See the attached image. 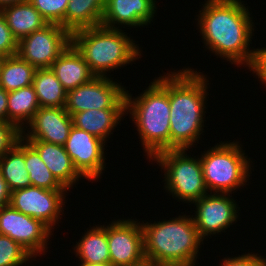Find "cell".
Wrapping results in <instances>:
<instances>
[{"label": "cell", "instance_id": "277c9868", "mask_svg": "<svg viewBox=\"0 0 266 266\" xmlns=\"http://www.w3.org/2000/svg\"><path fill=\"white\" fill-rule=\"evenodd\" d=\"M150 84L136 98L126 90L125 98L126 114L130 113L147 159L151 160L158 153L170 150L169 73Z\"/></svg>", "mask_w": 266, "mask_h": 266}, {"label": "cell", "instance_id": "836d02e7", "mask_svg": "<svg viewBox=\"0 0 266 266\" xmlns=\"http://www.w3.org/2000/svg\"><path fill=\"white\" fill-rule=\"evenodd\" d=\"M11 191L0 170V208L10 205Z\"/></svg>", "mask_w": 266, "mask_h": 266}, {"label": "cell", "instance_id": "e575fe53", "mask_svg": "<svg viewBox=\"0 0 266 266\" xmlns=\"http://www.w3.org/2000/svg\"><path fill=\"white\" fill-rule=\"evenodd\" d=\"M8 92L0 87V121L7 122Z\"/></svg>", "mask_w": 266, "mask_h": 266}, {"label": "cell", "instance_id": "7c38bea8", "mask_svg": "<svg viewBox=\"0 0 266 266\" xmlns=\"http://www.w3.org/2000/svg\"><path fill=\"white\" fill-rule=\"evenodd\" d=\"M110 263L113 266H137L146 261L140 221L122 219L106 225Z\"/></svg>", "mask_w": 266, "mask_h": 266}, {"label": "cell", "instance_id": "603a6c76", "mask_svg": "<svg viewBox=\"0 0 266 266\" xmlns=\"http://www.w3.org/2000/svg\"><path fill=\"white\" fill-rule=\"evenodd\" d=\"M40 108L33 85L8 92L7 123L14 124L21 132ZM25 122V123H24Z\"/></svg>", "mask_w": 266, "mask_h": 266}, {"label": "cell", "instance_id": "d6986e66", "mask_svg": "<svg viewBox=\"0 0 266 266\" xmlns=\"http://www.w3.org/2000/svg\"><path fill=\"white\" fill-rule=\"evenodd\" d=\"M126 109H90L71 115L73 126L98 137L105 143L120 123Z\"/></svg>", "mask_w": 266, "mask_h": 266}, {"label": "cell", "instance_id": "52a82bcc", "mask_svg": "<svg viewBox=\"0 0 266 266\" xmlns=\"http://www.w3.org/2000/svg\"><path fill=\"white\" fill-rule=\"evenodd\" d=\"M188 149H171L162 151L151 160L157 162L164 170V186L173 198L185 203H193L208 193L202 165L197 157H189Z\"/></svg>", "mask_w": 266, "mask_h": 266}, {"label": "cell", "instance_id": "5b68a950", "mask_svg": "<svg viewBox=\"0 0 266 266\" xmlns=\"http://www.w3.org/2000/svg\"><path fill=\"white\" fill-rule=\"evenodd\" d=\"M135 42L123 30L102 25L71 34V43L82 54L96 77H106L110 70L114 71L141 58V50Z\"/></svg>", "mask_w": 266, "mask_h": 266}, {"label": "cell", "instance_id": "ba28073f", "mask_svg": "<svg viewBox=\"0 0 266 266\" xmlns=\"http://www.w3.org/2000/svg\"><path fill=\"white\" fill-rule=\"evenodd\" d=\"M126 89L109 77H94L68 91L65 110L70 114L90 109H126Z\"/></svg>", "mask_w": 266, "mask_h": 266}, {"label": "cell", "instance_id": "d6a6232c", "mask_svg": "<svg viewBox=\"0 0 266 266\" xmlns=\"http://www.w3.org/2000/svg\"><path fill=\"white\" fill-rule=\"evenodd\" d=\"M256 74L260 82L266 86V48L255 49L254 59L249 67Z\"/></svg>", "mask_w": 266, "mask_h": 266}, {"label": "cell", "instance_id": "2e32d148", "mask_svg": "<svg viewBox=\"0 0 266 266\" xmlns=\"http://www.w3.org/2000/svg\"><path fill=\"white\" fill-rule=\"evenodd\" d=\"M156 0H105L101 25L119 29L117 25L127 27L148 26L156 13ZM116 26V27H115Z\"/></svg>", "mask_w": 266, "mask_h": 266}, {"label": "cell", "instance_id": "83f0119b", "mask_svg": "<svg viewBox=\"0 0 266 266\" xmlns=\"http://www.w3.org/2000/svg\"><path fill=\"white\" fill-rule=\"evenodd\" d=\"M32 258L18 242L0 234V266H21Z\"/></svg>", "mask_w": 266, "mask_h": 266}, {"label": "cell", "instance_id": "8992f818", "mask_svg": "<svg viewBox=\"0 0 266 266\" xmlns=\"http://www.w3.org/2000/svg\"><path fill=\"white\" fill-rule=\"evenodd\" d=\"M219 143L201 154L204 181L208 192L232 194L249 180L250 158L245 156L239 141Z\"/></svg>", "mask_w": 266, "mask_h": 266}, {"label": "cell", "instance_id": "1f68e13d", "mask_svg": "<svg viewBox=\"0 0 266 266\" xmlns=\"http://www.w3.org/2000/svg\"><path fill=\"white\" fill-rule=\"evenodd\" d=\"M257 253H248L237 257H225L220 266H266V259Z\"/></svg>", "mask_w": 266, "mask_h": 266}, {"label": "cell", "instance_id": "f35d334b", "mask_svg": "<svg viewBox=\"0 0 266 266\" xmlns=\"http://www.w3.org/2000/svg\"><path fill=\"white\" fill-rule=\"evenodd\" d=\"M137 266H158V265H155L152 262L145 261L144 263L137 265Z\"/></svg>", "mask_w": 266, "mask_h": 266}, {"label": "cell", "instance_id": "5bb4252c", "mask_svg": "<svg viewBox=\"0 0 266 266\" xmlns=\"http://www.w3.org/2000/svg\"><path fill=\"white\" fill-rule=\"evenodd\" d=\"M105 142L88 132L72 127L63 145L75 169L82 178L96 180L102 175L105 164Z\"/></svg>", "mask_w": 266, "mask_h": 266}, {"label": "cell", "instance_id": "7402d4cb", "mask_svg": "<svg viewBox=\"0 0 266 266\" xmlns=\"http://www.w3.org/2000/svg\"><path fill=\"white\" fill-rule=\"evenodd\" d=\"M0 170L11 192L31 186L25 163V141L23 137L0 158Z\"/></svg>", "mask_w": 266, "mask_h": 266}, {"label": "cell", "instance_id": "30bf717a", "mask_svg": "<svg viewBox=\"0 0 266 266\" xmlns=\"http://www.w3.org/2000/svg\"><path fill=\"white\" fill-rule=\"evenodd\" d=\"M52 231L41 220L14 209L0 208V234L18 242L32 257L45 253Z\"/></svg>", "mask_w": 266, "mask_h": 266}, {"label": "cell", "instance_id": "ac0fdd59", "mask_svg": "<svg viewBox=\"0 0 266 266\" xmlns=\"http://www.w3.org/2000/svg\"><path fill=\"white\" fill-rule=\"evenodd\" d=\"M26 141L39 153L41 160L67 190L82 177L75 169L63 145L40 140Z\"/></svg>", "mask_w": 266, "mask_h": 266}, {"label": "cell", "instance_id": "4316f807", "mask_svg": "<svg viewBox=\"0 0 266 266\" xmlns=\"http://www.w3.org/2000/svg\"><path fill=\"white\" fill-rule=\"evenodd\" d=\"M25 163L31 186L49 190H67L41 160L39 153L25 140Z\"/></svg>", "mask_w": 266, "mask_h": 266}, {"label": "cell", "instance_id": "74e56055", "mask_svg": "<svg viewBox=\"0 0 266 266\" xmlns=\"http://www.w3.org/2000/svg\"><path fill=\"white\" fill-rule=\"evenodd\" d=\"M6 55H1L0 54V72H1V69H2V66H3V63H4V61H5V59H6Z\"/></svg>", "mask_w": 266, "mask_h": 266}, {"label": "cell", "instance_id": "9c48e42d", "mask_svg": "<svg viewBox=\"0 0 266 266\" xmlns=\"http://www.w3.org/2000/svg\"><path fill=\"white\" fill-rule=\"evenodd\" d=\"M71 43V34L59 24L48 23L18 41L17 55L39 68H50Z\"/></svg>", "mask_w": 266, "mask_h": 266}, {"label": "cell", "instance_id": "484cf974", "mask_svg": "<svg viewBox=\"0 0 266 266\" xmlns=\"http://www.w3.org/2000/svg\"><path fill=\"white\" fill-rule=\"evenodd\" d=\"M36 70L35 66L29 64L17 54L7 56L0 72V87L7 92L28 87L33 84Z\"/></svg>", "mask_w": 266, "mask_h": 266}, {"label": "cell", "instance_id": "f1b7e54d", "mask_svg": "<svg viewBox=\"0 0 266 266\" xmlns=\"http://www.w3.org/2000/svg\"><path fill=\"white\" fill-rule=\"evenodd\" d=\"M48 22L65 29V13L70 0H28Z\"/></svg>", "mask_w": 266, "mask_h": 266}, {"label": "cell", "instance_id": "e0dca14e", "mask_svg": "<svg viewBox=\"0 0 266 266\" xmlns=\"http://www.w3.org/2000/svg\"><path fill=\"white\" fill-rule=\"evenodd\" d=\"M50 68L66 92L90 82L95 77L82 54L72 43L60 54Z\"/></svg>", "mask_w": 266, "mask_h": 266}, {"label": "cell", "instance_id": "d4e9b609", "mask_svg": "<svg viewBox=\"0 0 266 266\" xmlns=\"http://www.w3.org/2000/svg\"><path fill=\"white\" fill-rule=\"evenodd\" d=\"M40 107H65L67 92L51 68H39L33 84Z\"/></svg>", "mask_w": 266, "mask_h": 266}, {"label": "cell", "instance_id": "9a60e30c", "mask_svg": "<svg viewBox=\"0 0 266 266\" xmlns=\"http://www.w3.org/2000/svg\"><path fill=\"white\" fill-rule=\"evenodd\" d=\"M27 132L22 131L24 140H40L48 143L64 145L73 127L71 115L64 107H40Z\"/></svg>", "mask_w": 266, "mask_h": 266}, {"label": "cell", "instance_id": "cb8c5ba5", "mask_svg": "<svg viewBox=\"0 0 266 266\" xmlns=\"http://www.w3.org/2000/svg\"><path fill=\"white\" fill-rule=\"evenodd\" d=\"M75 256L81 260V264L110 263L109 246L107 241V229L105 225L91 227L76 244Z\"/></svg>", "mask_w": 266, "mask_h": 266}, {"label": "cell", "instance_id": "3957f363", "mask_svg": "<svg viewBox=\"0 0 266 266\" xmlns=\"http://www.w3.org/2000/svg\"><path fill=\"white\" fill-rule=\"evenodd\" d=\"M144 255L158 266H195L200 243L192 216H178L157 223H141Z\"/></svg>", "mask_w": 266, "mask_h": 266}, {"label": "cell", "instance_id": "d590c367", "mask_svg": "<svg viewBox=\"0 0 266 266\" xmlns=\"http://www.w3.org/2000/svg\"><path fill=\"white\" fill-rule=\"evenodd\" d=\"M25 1H28V0H0V10L5 6L13 5L16 3H22Z\"/></svg>", "mask_w": 266, "mask_h": 266}, {"label": "cell", "instance_id": "8d00e7d4", "mask_svg": "<svg viewBox=\"0 0 266 266\" xmlns=\"http://www.w3.org/2000/svg\"><path fill=\"white\" fill-rule=\"evenodd\" d=\"M79 266H113L111 263H101V264H80Z\"/></svg>", "mask_w": 266, "mask_h": 266}, {"label": "cell", "instance_id": "44dd1931", "mask_svg": "<svg viewBox=\"0 0 266 266\" xmlns=\"http://www.w3.org/2000/svg\"><path fill=\"white\" fill-rule=\"evenodd\" d=\"M105 0H70L65 13V29L70 33L100 26Z\"/></svg>", "mask_w": 266, "mask_h": 266}, {"label": "cell", "instance_id": "4fadbf2b", "mask_svg": "<svg viewBox=\"0 0 266 266\" xmlns=\"http://www.w3.org/2000/svg\"><path fill=\"white\" fill-rule=\"evenodd\" d=\"M231 197L227 193H207L192 203L196 206V215H192V219L203 240L208 235L225 232L237 222L239 207Z\"/></svg>", "mask_w": 266, "mask_h": 266}, {"label": "cell", "instance_id": "7a4b0ae2", "mask_svg": "<svg viewBox=\"0 0 266 266\" xmlns=\"http://www.w3.org/2000/svg\"><path fill=\"white\" fill-rule=\"evenodd\" d=\"M205 76L189 67L169 72L170 150L192 148L204 132Z\"/></svg>", "mask_w": 266, "mask_h": 266}, {"label": "cell", "instance_id": "6da1fadb", "mask_svg": "<svg viewBox=\"0 0 266 266\" xmlns=\"http://www.w3.org/2000/svg\"><path fill=\"white\" fill-rule=\"evenodd\" d=\"M243 2L207 0L197 20L208 50L232 64L250 67L255 54V49L249 48L254 24Z\"/></svg>", "mask_w": 266, "mask_h": 266}, {"label": "cell", "instance_id": "f546056e", "mask_svg": "<svg viewBox=\"0 0 266 266\" xmlns=\"http://www.w3.org/2000/svg\"><path fill=\"white\" fill-rule=\"evenodd\" d=\"M22 137V132L12 123L0 121V158Z\"/></svg>", "mask_w": 266, "mask_h": 266}, {"label": "cell", "instance_id": "ffe728a7", "mask_svg": "<svg viewBox=\"0 0 266 266\" xmlns=\"http://www.w3.org/2000/svg\"><path fill=\"white\" fill-rule=\"evenodd\" d=\"M0 11L17 41L48 24L29 1L5 6Z\"/></svg>", "mask_w": 266, "mask_h": 266}, {"label": "cell", "instance_id": "8fae6325", "mask_svg": "<svg viewBox=\"0 0 266 266\" xmlns=\"http://www.w3.org/2000/svg\"><path fill=\"white\" fill-rule=\"evenodd\" d=\"M67 191L70 189L49 190L29 186L12 191L10 205L23 214L41 220L52 230L62 215Z\"/></svg>", "mask_w": 266, "mask_h": 266}, {"label": "cell", "instance_id": "4dcf8cb0", "mask_svg": "<svg viewBox=\"0 0 266 266\" xmlns=\"http://www.w3.org/2000/svg\"><path fill=\"white\" fill-rule=\"evenodd\" d=\"M18 41L7 25L6 19L0 11V54L13 56L17 54Z\"/></svg>", "mask_w": 266, "mask_h": 266}]
</instances>
